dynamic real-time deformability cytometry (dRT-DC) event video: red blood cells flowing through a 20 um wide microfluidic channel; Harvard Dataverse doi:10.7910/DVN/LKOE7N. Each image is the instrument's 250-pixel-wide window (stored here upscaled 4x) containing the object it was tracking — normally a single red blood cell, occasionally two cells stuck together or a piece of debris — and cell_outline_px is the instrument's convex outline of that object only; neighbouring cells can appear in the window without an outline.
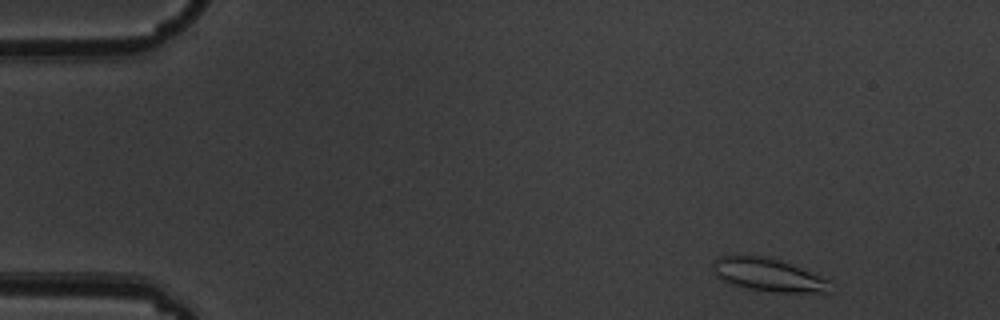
{"species": "common noctule bat (a hibernating species)", "species_latin": "Nyctalus noctula", "temperature_condition": "warm", "stored_images_in_passage": 13, "camera_frame_rate_fps": 3000, "um_per_image_px": 0.085, "animal": {"sex": "male", "body_mass_g": 19.5, "forearm_length_mm": 54.6}, "frame": {"image": 1, "passage_image": 1, "time_ms": 0.0, "image_size_px": [1000, 320], "cell_outline_px": [[832, 292], [772, 292], [748, 288], [732, 284], [716, 276], [712, 272], [712, 260], [720, 256], [768, 256], [792, 264], [828, 280]], "centroid_in_image_um": [65.25, 23.35], "position_along_channel_um": 19.7, "area_um2": 22.43}}
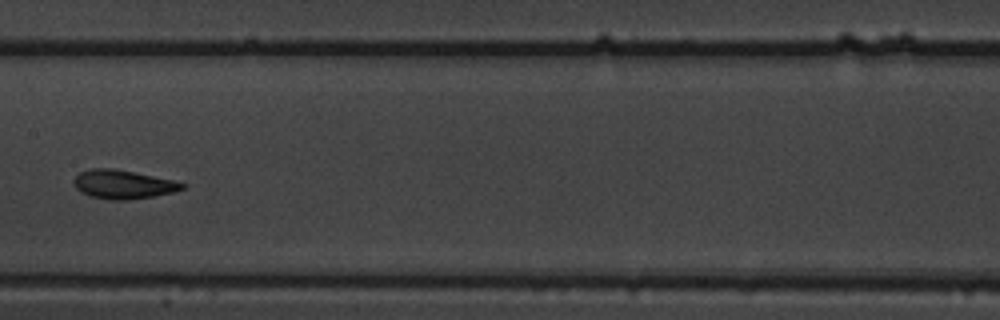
{"frame": {"image": 2, "passage_image": 6, "time_ms": 1.667, "image_size_px": [1000, 320], "cell_outline_px": [[188, 184], [184, 188], [172, 192], [152, 196], [128, 200], [112, 200], [92, 196], [80, 192], [72, 184], [72, 180], [80, 172], [88, 168], [112, 168], [176, 180]], "centroid_in_image_um": [10.45, 15.66], "position_along_channel_um": 197.0, "area_um2": 18.26}}
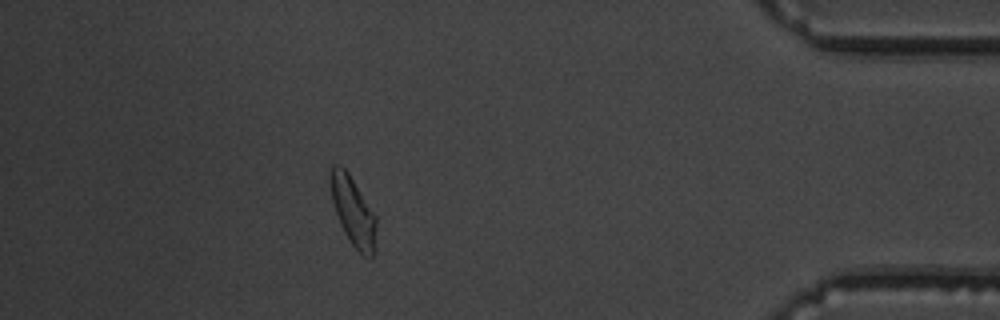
{"frame": {"image": 3, "passage_image": 12, "time_ms": 3.667, "image_size_px": [1000, 320], "cell_outline_px": [[376, 252], [372, 256], [364, 256], [352, 244], [344, 232], [340, 224], [332, 200], [332, 164], [340, 164], [348, 172], [376, 216]], "centroid_in_image_um": [30.06, 18.01], "position_along_channel_um": 405.1, "area_um2": 17.98}}